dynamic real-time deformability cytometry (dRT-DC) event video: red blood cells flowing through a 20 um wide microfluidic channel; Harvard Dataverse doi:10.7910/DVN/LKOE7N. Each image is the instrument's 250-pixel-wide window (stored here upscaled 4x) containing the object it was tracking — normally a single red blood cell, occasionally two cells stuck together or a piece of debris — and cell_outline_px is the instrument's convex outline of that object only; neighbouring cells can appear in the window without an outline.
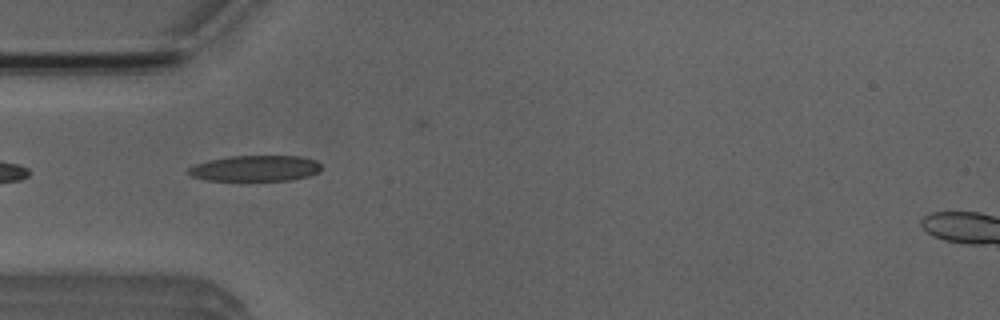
{"species": "Egyptian fruit bat (a non-hibernating species)", "species_latin": "Rousettus aegyptiacus", "temperature_condition": "room temperature", "stored_images_in_passage": 7, "camera_frame_rate_fps": 3000, "um_per_image_px": 0.085, "animal": {"sex": "male"}, "frame": {"image": 1, "passage_image": 5, "time_ms": 4.667, "image_size_px": [1000, 320], "cell_outline_px": [[320, 168], [316, 172], [308, 176], [292, 180], [204, 180], [192, 176], [188, 172], [188, 168], [196, 164], [208, 160], [232, 156], [300, 156], [316, 160], [320, 164]], "centroid_in_image_um": [21.69, 14.3], "position_along_channel_um": 63.3, "area_um2": 19.83}}
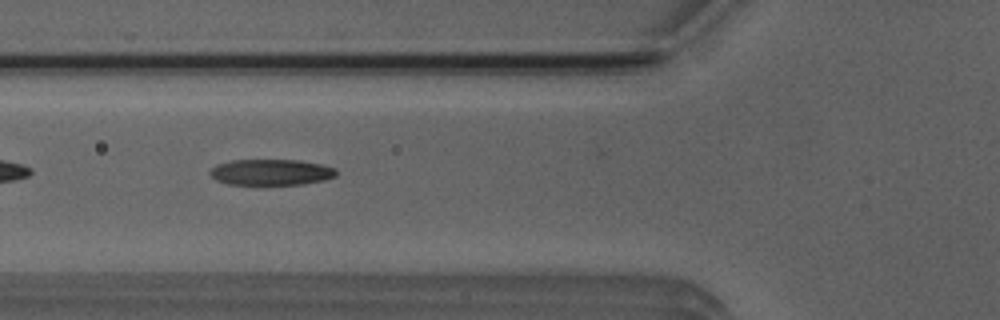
{"frame": {"image": 2, "passage_image": 6, "time_ms": 5.667, "image_size_px": [1000, 320], "cell_outline_px": [[336, 176], [324, 180], [304, 184], [228, 184], [216, 180], [208, 172], [216, 164], [232, 160], [300, 160], [320, 164], [336, 168]], "centroid_in_image_um": [23.04, 14.63], "position_along_channel_um": 102.8, "area_um2": 19.07}}